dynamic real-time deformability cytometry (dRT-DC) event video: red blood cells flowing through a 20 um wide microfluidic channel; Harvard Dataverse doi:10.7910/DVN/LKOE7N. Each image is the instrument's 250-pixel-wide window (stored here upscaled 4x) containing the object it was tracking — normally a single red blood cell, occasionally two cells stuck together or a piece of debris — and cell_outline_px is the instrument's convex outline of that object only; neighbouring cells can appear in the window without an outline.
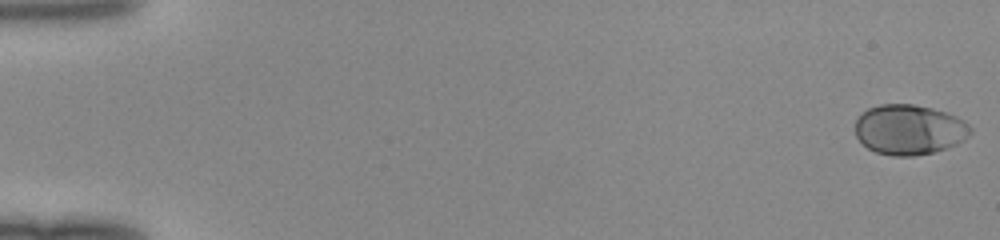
{"species": "human", "species_latin": "Homo sapiens", "temperature_condition": "room temperature", "stored_images_in_passage": 11, "camera_frame_rate_fps": 3000, "um_per_image_px": 0.085, "donor": {"sex": "female"}, "frame": {"image": 1, "passage_image": 1, "time_ms": 0.0, "image_size_px": [1000, 240], "cell_outline_px": [[972, 132], [964, 140], [956, 144], [932, 152], [912, 156], [892, 156], [876, 152], [868, 148], [856, 136], [856, 116], [868, 108], [880, 104], [912, 104], [932, 108], [948, 112], [964, 120], [972, 128]], "centroid_in_image_um": [77.28, 11.0], "position_along_channel_um": 7.7, "area_um2": 33.76}}